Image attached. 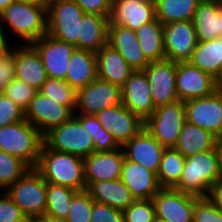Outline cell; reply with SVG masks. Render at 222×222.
<instances>
[{
    "instance_id": "1",
    "label": "cell",
    "mask_w": 222,
    "mask_h": 222,
    "mask_svg": "<svg viewBox=\"0 0 222 222\" xmlns=\"http://www.w3.org/2000/svg\"><path fill=\"white\" fill-rule=\"evenodd\" d=\"M35 169L47 183L67 186L77 191H84L87 188L84 159L49 149L44 143Z\"/></svg>"
},
{
    "instance_id": "2",
    "label": "cell",
    "mask_w": 222,
    "mask_h": 222,
    "mask_svg": "<svg viewBox=\"0 0 222 222\" xmlns=\"http://www.w3.org/2000/svg\"><path fill=\"white\" fill-rule=\"evenodd\" d=\"M221 179L219 143L213 149L185 157L183 172L174 189L196 197H206Z\"/></svg>"
},
{
    "instance_id": "3",
    "label": "cell",
    "mask_w": 222,
    "mask_h": 222,
    "mask_svg": "<svg viewBox=\"0 0 222 222\" xmlns=\"http://www.w3.org/2000/svg\"><path fill=\"white\" fill-rule=\"evenodd\" d=\"M0 16L21 43L32 44L47 34V9L42 6L14 1Z\"/></svg>"
},
{
    "instance_id": "4",
    "label": "cell",
    "mask_w": 222,
    "mask_h": 222,
    "mask_svg": "<svg viewBox=\"0 0 222 222\" xmlns=\"http://www.w3.org/2000/svg\"><path fill=\"white\" fill-rule=\"evenodd\" d=\"M43 143L41 132L26 119L0 127V150L20 158L30 168L37 166Z\"/></svg>"
},
{
    "instance_id": "5",
    "label": "cell",
    "mask_w": 222,
    "mask_h": 222,
    "mask_svg": "<svg viewBox=\"0 0 222 222\" xmlns=\"http://www.w3.org/2000/svg\"><path fill=\"white\" fill-rule=\"evenodd\" d=\"M46 183L35 168H30L5 192L27 218L46 216Z\"/></svg>"
},
{
    "instance_id": "6",
    "label": "cell",
    "mask_w": 222,
    "mask_h": 222,
    "mask_svg": "<svg viewBox=\"0 0 222 222\" xmlns=\"http://www.w3.org/2000/svg\"><path fill=\"white\" fill-rule=\"evenodd\" d=\"M83 9L73 0H51L47 8V34L79 49Z\"/></svg>"
},
{
    "instance_id": "7",
    "label": "cell",
    "mask_w": 222,
    "mask_h": 222,
    "mask_svg": "<svg viewBox=\"0 0 222 222\" xmlns=\"http://www.w3.org/2000/svg\"><path fill=\"white\" fill-rule=\"evenodd\" d=\"M43 142L49 149L76 155L83 159L95 152L91 135L75 115L47 132L43 136Z\"/></svg>"
},
{
    "instance_id": "8",
    "label": "cell",
    "mask_w": 222,
    "mask_h": 222,
    "mask_svg": "<svg viewBox=\"0 0 222 222\" xmlns=\"http://www.w3.org/2000/svg\"><path fill=\"white\" fill-rule=\"evenodd\" d=\"M185 122V102L178 100L156 107L144 127L163 147L174 148Z\"/></svg>"
},
{
    "instance_id": "9",
    "label": "cell",
    "mask_w": 222,
    "mask_h": 222,
    "mask_svg": "<svg viewBox=\"0 0 222 222\" xmlns=\"http://www.w3.org/2000/svg\"><path fill=\"white\" fill-rule=\"evenodd\" d=\"M74 114L75 107L64 106L39 91L25 109V119L43 136L51 129L68 121Z\"/></svg>"
},
{
    "instance_id": "10",
    "label": "cell",
    "mask_w": 222,
    "mask_h": 222,
    "mask_svg": "<svg viewBox=\"0 0 222 222\" xmlns=\"http://www.w3.org/2000/svg\"><path fill=\"white\" fill-rule=\"evenodd\" d=\"M186 121L222 140V91L212 95L185 101Z\"/></svg>"
},
{
    "instance_id": "11",
    "label": "cell",
    "mask_w": 222,
    "mask_h": 222,
    "mask_svg": "<svg viewBox=\"0 0 222 222\" xmlns=\"http://www.w3.org/2000/svg\"><path fill=\"white\" fill-rule=\"evenodd\" d=\"M121 103V88L98 77L77 90L75 114L96 115Z\"/></svg>"
},
{
    "instance_id": "12",
    "label": "cell",
    "mask_w": 222,
    "mask_h": 222,
    "mask_svg": "<svg viewBox=\"0 0 222 222\" xmlns=\"http://www.w3.org/2000/svg\"><path fill=\"white\" fill-rule=\"evenodd\" d=\"M217 90L216 79L190 62L176 63V92L179 100L207 97Z\"/></svg>"
},
{
    "instance_id": "13",
    "label": "cell",
    "mask_w": 222,
    "mask_h": 222,
    "mask_svg": "<svg viewBox=\"0 0 222 222\" xmlns=\"http://www.w3.org/2000/svg\"><path fill=\"white\" fill-rule=\"evenodd\" d=\"M165 59L175 63L189 62L197 45L192 21L171 22L163 29Z\"/></svg>"
},
{
    "instance_id": "14",
    "label": "cell",
    "mask_w": 222,
    "mask_h": 222,
    "mask_svg": "<svg viewBox=\"0 0 222 222\" xmlns=\"http://www.w3.org/2000/svg\"><path fill=\"white\" fill-rule=\"evenodd\" d=\"M149 80L153 104L156 107L179 100L176 92V63L163 59L152 61L143 70Z\"/></svg>"
},
{
    "instance_id": "15",
    "label": "cell",
    "mask_w": 222,
    "mask_h": 222,
    "mask_svg": "<svg viewBox=\"0 0 222 222\" xmlns=\"http://www.w3.org/2000/svg\"><path fill=\"white\" fill-rule=\"evenodd\" d=\"M156 217L166 222H193L195 196L162 188L152 198Z\"/></svg>"
},
{
    "instance_id": "16",
    "label": "cell",
    "mask_w": 222,
    "mask_h": 222,
    "mask_svg": "<svg viewBox=\"0 0 222 222\" xmlns=\"http://www.w3.org/2000/svg\"><path fill=\"white\" fill-rule=\"evenodd\" d=\"M95 116L121 146L135 137L145 126V122L122 103L105 108Z\"/></svg>"
},
{
    "instance_id": "17",
    "label": "cell",
    "mask_w": 222,
    "mask_h": 222,
    "mask_svg": "<svg viewBox=\"0 0 222 222\" xmlns=\"http://www.w3.org/2000/svg\"><path fill=\"white\" fill-rule=\"evenodd\" d=\"M121 103L144 122L153 114L150 84L143 70H134L121 88Z\"/></svg>"
},
{
    "instance_id": "18",
    "label": "cell",
    "mask_w": 222,
    "mask_h": 222,
    "mask_svg": "<svg viewBox=\"0 0 222 222\" xmlns=\"http://www.w3.org/2000/svg\"><path fill=\"white\" fill-rule=\"evenodd\" d=\"M32 45L41 57L47 76L65 80L68 63L76 46L58 41L48 34L33 42Z\"/></svg>"
},
{
    "instance_id": "19",
    "label": "cell",
    "mask_w": 222,
    "mask_h": 222,
    "mask_svg": "<svg viewBox=\"0 0 222 222\" xmlns=\"http://www.w3.org/2000/svg\"><path fill=\"white\" fill-rule=\"evenodd\" d=\"M155 19V1L112 0L109 24H117L136 31Z\"/></svg>"
},
{
    "instance_id": "20",
    "label": "cell",
    "mask_w": 222,
    "mask_h": 222,
    "mask_svg": "<svg viewBox=\"0 0 222 222\" xmlns=\"http://www.w3.org/2000/svg\"><path fill=\"white\" fill-rule=\"evenodd\" d=\"M121 147L126 159L141 164L157 175L165 147L145 127Z\"/></svg>"
},
{
    "instance_id": "21",
    "label": "cell",
    "mask_w": 222,
    "mask_h": 222,
    "mask_svg": "<svg viewBox=\"0 0 222 222\" xmlns=\"http://www.w3.org/2000/svg\"><path fill=\"white\" fill-rule=\"evenodd\" d=\"M124 159L122 147L112 151L93 152L84 158L87 187L93 182L120 179Z\"/></svg>"
},
{
    "instance_id": "22",
    "label": "cell",
    "mask_w": 222,
    "mask_h": 222,
    "mask_svg": "<svg viewBox=\"0 0 222 222\" xmlns=\"http://www.w3.org/2000/svg\"><path fill=\"white\" fill-rule=\"evenodd\" d=\"M107 44L118 51L134 70H144L150 64L139 46L134 30L109 24Z\"/></svg>"
},
{
    "instance_id": "23",
    "label": "cell",
    "mask_w": 222,
    "mask_h": 222,
    "mask_svg": "<svg viewBox=\"0 0 222 222\" xmlns=\"http://www.w3.org/2000/svg\"><path fill=\"white\" fill-rule=\"evenodd\" d=\"M22 44L14 47L15 78L39 90L48 78L47 72L36 48L32 44Z\"/></svg>"
},
{
    "instance_id": "24",
    "label": "cell",
    "mask_w": 222,
    "mask_h": 222,
    "mask_svg": "<svg viewBox=\"0 0 222 222\" xmlns=\"http://www.w3.org/2000/svg\"><path fill=\"white\" fill-rule=\"evenodd\" d=\"M120 179L130 189L136 200L152 199L162 189L154 172L126 158Z\"/></svg>"
},
{
    "instance_id": "25",
    "label": "cell",
    "mask_w": 222,
    "mask_h": 222,
    "mask_svg": "<svg viewBox=\"0 0 222 222\" xmlns=\"http://www.w3.org/2000/svg\"><path fill=\"white\" fill-rule=\"evenodd\" d=\"M197 42L222 37V6L218 0H202L193 17Z\"/></svg>"
},
{
    "instance_id": "26",
    "label": "cell",
    "mask_w": 222,
    "mask_h": 222,
    "mask_svg": "<svg viewBox=\"0 0 222 222\" xmlns=\"http://www.w3.org/2000/svg\"><path fill=\"white\" fill-rule=\"evenodd\" d=\"M97 76L122 88L134 69L118 51L106 44L96 52Z\"/></svg>"
},
{
    "instance_id": "27",
    "label": "cell",
    "mask_w": 222,
    "mask_h": 222,
    "mask_svg": "<svg viewBox=\"0 0 222 222\" xmlns=\"http://www.w3.org/2000/svg\"><path fill=\"white\" fill-rule=\"evenodd\" d=\"M86 191L93 201L107 204L120 211L126 210L136 200L121 179L93 182Z\"/></svg>"
},
{
    "instance_id": "28",
    "label": "cell",
    "mask_w": 222,
    "mask_h": 222,
    "mask_svg": "<svg viewBox=\"0 0 222 222\" xmlns=\"http://www.w3.org/2000/svg\"><path fill=\"white\" fill-rule=\"evenodd\" d=\"M65 75V81L76 90L86 87L97 76L96 53L89 50L75 49Z\"/></svg>"
},
{
    "instance_id": "29",
    "label": "cell",
    "mask_w": 222,
    "mask_h": 222,
    "mask_svg": "<svg viewBox=\"0 0 222 222\" xmlns=\"http://www.w3.org/2000/svg\"><path fill=\"white\" fill-rule=\"evenodd\" d=\"M109 17L85 13L80 21L79 49L99 51L107 44Z\"/></svg>"
},
{
    "instance_id": "30",
    "label": "cell",
    "mask_w": 222,
    "mask_h": 222,
    "mask_svg": "<svg viewBox=\"0 0 222 222\" xmlns=\"http://www.w3.org/2000/svg\"><path fill=\"white\" fill-rule=\"evenodd\" d=\"M219 141L211 132L186 121L174 149L184 157H188L213 149L218 145Z\"/></svg>"
},
{
    "instance_id": "31",
    "label": "cell",
    "mask_w": 222,
    "mask_h": 222,
    "mask_svg": "<svg viewBox=\"0 0 222 222\" xmlns=\"http://www.w3.org/2000/svg\"><path fill=\"white\" fill-rule=\"evenodd\" d=\"M189 62L217 80L222 72V37L197 42Z\"/></svg>"
},
{
    "instance_id": "32",
    "label": "cell",
    "mask_w": 222,
    "mask_h": 222,
    "mask_svg": "<svg viewBox=\"0 0 222 222\" xmlns=\"http://www.w3.org/2000/svg\"><path fill=\"white\" fill-rule=\"evenodd\" d=\"M163 29L164 25L156 18L135 31L139 46L150 62L165 59Z\"/></svg>"
},
{
    "instance_id": "33",
    "label": "cell",
    "mask_w": 222,
    "mask_h": 222,
    "mask_svg": "<svg viewBox=\"0 0 222 222\" xmlns=\"http://www.w3.org/2000/svg\"><path fill=\"white\" fill-rule=\"evenodd\" d=\"M202 0H155L156 18L166 25L171 22L192 21Z\"/></svg>"
},
{
    "instance_id": "34",
    "label": "cell",
    "mask_w": 222,
    "mask_h": 222,
    "mask_svg": "<svg viewBox=\"0 0 222 222\" xmlns=\"http://www.w3.org/2000/svg\"><path fill=\"white\" fill-rule=\"evenodd\" d=\"M185 157L174 148H165L157 172L162 188H174L180 181Z\"/></svg>"
},
{
    "instance_id": "35",
    "label": "cell",
    "mask_w": 222,
    "mask_h": 222,
    "mask_svg": "<svg viewBox=\"0 0 222 222\" xmlns=\"http://www.w3.org/2000/svg\"><path fill=\"white\" fill-rule=\"evenodd\" d=\"M79 191L52 183H46L47 208L46 216L67 219L73 197Z\"/></svg>"
},
{
    "instance_id": "36",
    "label": "cell",
    "mask_w": 222,
    "mask_h": 222,
    "mask_svg": "<svg viewBox=\"0 0 222 222\" xmlns=\"http://www.w3.org/2000/svg\"><path fill=\"white\" fill-rule=\"evenodd\" d=\"M92 137L95 152L112 151L121 145L98 121L95 115L74 114Z\"/></svg>"
},
{
    "instance_id": "37",
    "label": "cell",
    "mask_w": 222,
    "mask_h": 222,
    "mask_svg": "<svg viewBox=\"0 0 222 222\" xmlns=\"http://www.w3.org/2000/svg\"><path fill=\"white\" fill-rule=\"evenodd\" d=\"M29 169L30 167L20 158L0 150V189L5 191Z\"/></svg>"
},
{
    "instance_id": "38",
    "label": "cell",
    "mask_w": 222,
    "mask_h": 222,
    "mask_svg": "<svg viewBox=\"0 0 222 222\" xmlns=\"http://www.w3.org/2000/svg\"><path fill=\"white\" fill-rule=\"evenodd\" d=\"M38 91L64 106L76 107L77 90L65 80L48 77Z\"/></svg>"
},
{
    "instance_id": "39",
    "label": "cell",
    "mask_w": 222,
    "mask_h": 222,
    "mask_svg": "<svg viewBox=\"0 0 222 222\" xmlns=\"http://www.w3.org/2000/svg\"><path fill=\"white\" fill-rule=\"evenodd\" d=\"M94 201L84 190L79 191L72 199L67 222H90Z\"/></svg>"
},
{
    "instance_id": "40",
    "label": "cell",
    "mask_w": 222,
    "mask_h": 222,
    "mask_svg": "<svg viewBox=\"0 0 222 222\" xmlns=\"http://www.w3.org/2000/svg\"><path fill=\"white\" fill-rule=\"evenodd\" d=\"M124 222H154L156 218L152 199L135 200L123 211Z\"/></svg>"
},
{
    "instance_id": "41",
    "label": "cell",
    "mask_w": 222,
    "mask_h": 222,
    "mask_svg": "<svg viewBox=\"0 0 222 222\" xmlns=\"http://www.w3.org/2000/svg\"><path fill=\"white\" fill-rule=\"evenodd\" d=\"M37 89L17 78L13 79L2 92L24 110L37 93Z\"/></svg>"
},
{
    "instance_id": "42",
    "label": "cell",
    "mask_w": 222,
    "mask_h": 222,
    "mask_svg": "<svg viewBox=\"0 0 222 222\" xmlns=\"http://www.w3.org/2000/svg\"><path fill=\"white\" fill-rule=\"evenodd\" d=\"M25 120V110L0 91V127Z\"/></svg>"
},
{
    "instance_id": "43",
    "label": "cell",
    "mask_w": 222,
    "mask_h": 222,
    "mask_svg": "<svg viewBox=\"0 0 222 222\" xmlns=\"http://www.w3.org/2000/svg\"><path fill=\"white\" fill-rule=\"evenodd\" d=\"M193 222H222V211L215 207L207 197H196Z\"/></svg>"
},
{
    "instance_id": "44",
    "label": "cell",
    "mask_w": 222,
    "mask_h": 222,
    "mask_svg": "<svg viewBox=\"0 0 222 222\" xmlns=\"http://www.w3.org/2000/svg\"><path fill=\"white\" fill-rule=\"evenodd\" d=\"M0 222H27V217L5 191L0 194Z\"/></svg>"
},
{
    "instance_id": "45",
    "label": "cell",
    "mask_w": 222,
    "mask_h": 222,
    "mask_svg": "<svg viewBox=\"0 0 222 222\" xmlns=\"http://www.w3.org/2000/svg\"><path fill=\"white\" fill-rule=\"evenodd\" d=\"M90 222H124L123 211L94 201Z\"/></svg>"
},
{
    "instance_id": "46",
    "label": "cell",
    "mask_w": 222,
    "mask_h": 222,
    "mask_svg": "<svg viewBox=\"0 0 222 222\" xmlns=\"http://www.w3.org/2000/svg\"><path fill=\"white\" fill-rule=\"evenodd\" d=\"M15 79L14 45L11 50L0 55V91Z\"/></svg>"
},
{
    "instance_id": "47",
    "label": "cell",
    "mask_w": 222,
    "mask_h": 222,
    "mask_svg": "<svg viewBox=\"0 0 222 222\" xmlns=\"http://www.w3.org/2000/svg\"><path fill=\"white\" fill-rule=\"evenodd\" d=\"M84 11V13L98 14L109 17L111 12L112 0H73Z\"/></svg>"
},
{
    "instance_id": "48",
    "label": "cell",
    "mask_w": 222,
    "mask_h": 222,
    "mask_svg": "<svg viewBox=\"0 0 222 222\" xmlns=\"http://www.w3.org/2000/svg\"><path fill=\"white\" fill-rule=\"evenodd\" d=\"M207 199L220 211H222V179L218 180L207 194Z\"/></svg>"
},
{
    "instance_id": "49",
    "label": "cell",
    "mask_w": 222,
    "mask_h": 222,
    "mask_svg": "<svg viewBox=\"0 0 222 222\" xmlns=\"http://www.w3.org/2000/svg\"><path fill=\"white\" fill-rule=\"evenodd\" d=\"M3 25L4 23L2 22V19L0 16V55L12 49V46H9L10 42L7 41L8 36L4 33L6 30H3L5 28Z\"/></svg>"
},
{
    "instance_id": "50",
    "label": "cell",
    "mask_w": 222,
    "mask_h": 222,
    "mask_svg": "<svg viewBox=\"0 0 222 222\" xmlns=\"http://www.w3.org/2000/svg\"><path fill=\"white\" fill-rule=\"evenodd\" d=\"M15 1H21V2H29L31 4H36L39 6H42L44 8H48L51 0H15Z\"/></svg>"
},
{
    "instance_id": "51",
    "label": "cell",
    "mask_w": 222,
    "mask_h": 222,
    "mask_svg": "<svg viewBox=\"0 0 222 222\" xmlns=\"http://www.w3.org/2000/svg\"><path fill=\"white\" fill-rule=\"evenodd\" d=\"M27 222H49V216L27 218Z\"/></svg>"
},
{
    "instance_id": "52",
    "label": "cell",
    "mask_w": 222,
    "mask_h": 222,
    "mask_svg": "<svg viewBox=\"0 0 222 222\" xmlns=\"http://www.w3.org/2000/svg\"><path fill=\"white\" fill-rule=\"evenodd\" d=\"M15 0H0V13L3 12Z\"/></svg>"
},
{
    "instance_id": "53",
    "label": "cell",
    "mask_w": 222,
    "mask_h": 222,
    "mask_svg": "<svg viewBox=\"0 0 222 222\" xmlns=\"http://www.w3.org/2000/svg\"><path fill=\"white\" fill-rule=\"evenodd\" d=\"M220 174L222 179V140L219 141Z\"/></svg>"
},
{
    "instance_id": "54",
    "label": "cell",
    "mask_w": 222,
    "mask_h": 222,
    "mask_svg": "<svg viewBox=\"0 0 222 222\" xmlns=\"http://www.w3.org/2000/svg\"><path fill=\"white\" fill-rule=\"evenodd\" d=\"M49 222H67V219L49 216Z\"/></svg>"
},
{
    "instance_id": "55",
    "label": "cell",
    "mask_w": 222,
    "mask_h": 222,
    "mask_svg": "<svg viewBox=\"0 0 222 222\" xmlns=\"http://www.w3.org/2000/svg\"><path fill=\"white\" fill-rule=\"evenodd\" d=\"M217 90L222 91V72L216 80Z\"/></svg>"
},
{
    "instance_id": "56",
    "label": "cell",
    "mask_w": 222,
    "mask_h": 222,
    "mask_svg": "<svg viewBox=\"0 0 222 222\" xmlns=\"http://www.w3.org/2000/svg\"><path fill=\"white\" fill-rule=\"evenodd\" d=\"M154 222H166V221H164V220H162V219H159V218H155V220H154Z\"/></svg>"
}]
</instances>
